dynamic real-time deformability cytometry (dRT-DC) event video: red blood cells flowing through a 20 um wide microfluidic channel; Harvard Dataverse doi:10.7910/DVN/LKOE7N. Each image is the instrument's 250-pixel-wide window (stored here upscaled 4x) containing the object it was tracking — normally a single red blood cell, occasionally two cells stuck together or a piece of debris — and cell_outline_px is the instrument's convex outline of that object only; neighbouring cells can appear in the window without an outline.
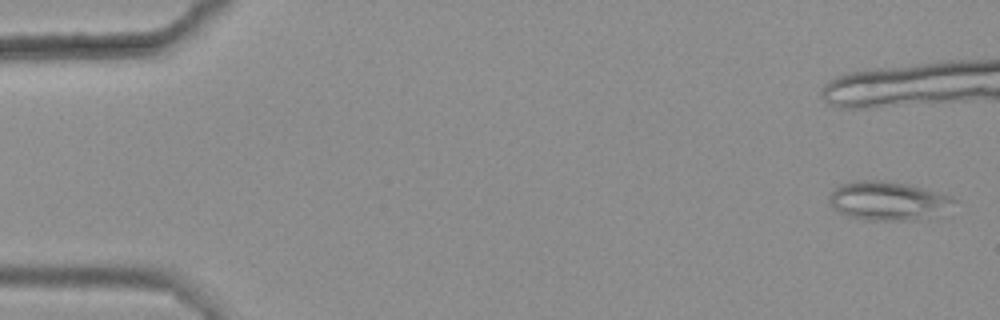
{"species": "common noctule bat (a hibernating species)", "species_latin": "Nyctalus noctula", "temperature_condition": "warm", "stored_images_in_passage": 9, "camera_frame_rate_fps": 3000, "um_per_image_px": 0.085, "animal": {"sex": "female", "body_mass_g": 25.1}, "frame": {"image": 1, "passage_image": 1, "time_ms": 0.0, "image_size_px": [1000, 320], "cell_outline_px": [[956, 200], [940, 216], [912, 220], [864, 220], [844, 216], [832, 208], [828, 204], [828, 196], [840, 184], [856, 180], [880, 180], [908, 184], [952, 196]], "centroid_in_image_um": [75.44, 17.08], "position_along_channel_um": 9.6, "area_um2": 28.61}}